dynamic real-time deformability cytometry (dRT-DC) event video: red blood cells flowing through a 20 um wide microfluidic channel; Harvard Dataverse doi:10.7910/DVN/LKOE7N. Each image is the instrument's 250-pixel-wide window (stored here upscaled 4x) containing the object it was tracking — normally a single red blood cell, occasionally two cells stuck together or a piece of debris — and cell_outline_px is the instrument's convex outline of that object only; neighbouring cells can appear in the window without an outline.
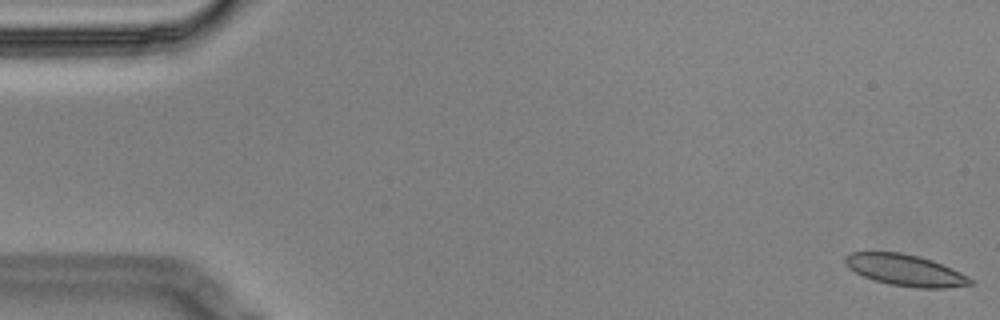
{"species": "Egyptian fruit bat (a non-hibernating species)", "species_latin": "Rousettus aegyptiacus", "temperature_condition": "cold", "stored_images_in_passage": 7, "camera_frame_rate_fps": 3000, "um_per_image_px": 0.085, "animal": {"sex": "male"}, "frame": {"image": 1, "passage_image": 1, "time_ms": 0.0, "image_size_px": [1000, 320], "cell_outline_px": [[976, 280], [972, 284], [944, 288], [916, 288], [888, 284], [864, 276], [848, 268], [844, 264], [844, 256], [852, 252], [900, 252], [932, 260], [952, 268]], "centroid_in_image_um": [76.96, 22.97], "position_along_channel_um": 8.0, "area_um2": 22.89}}
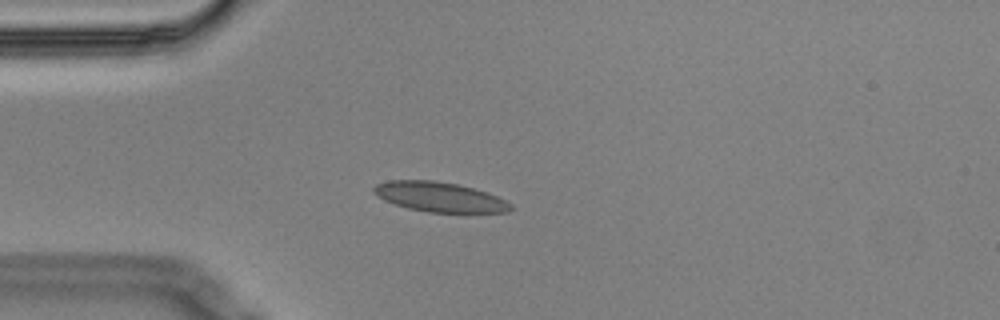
{"frame": {"image": 2, "passage_image": 5, "time_ms": 1.333, "image_size_px": [1000, 320], "cell_outline_px": [[512, 208], [508, 212], [428, 212], [408, 208], [384, 200], [372, 192], [372, 188], [376, 184], [388, 180], [432, 180], [456, 184], [472, 188], [496, 196], [512, 204]], "centroid_in_image_um": [37.32, 16.73], "position_along_channel_um": 47.7, "area_um2": 23.47}}
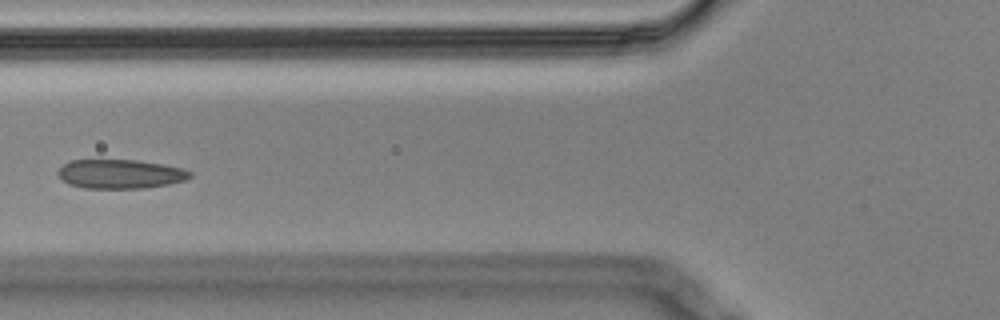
{"frame": {"image": 3, "passage_image": 7, "time_ms": 2.0, "image_size_px": [1000, 320], "cell_outline_px": [[192, 176], [184, 180], [168, 184], [144, 188], [84, 188], [68, 184], [56, 172], [64, 164], [72, 160], [136, 160], [164, 164], [180, 168], [192, 172]], "centroid_in_image_um": [10.22, 14.79], "position_along_channel_um": 115.6, "area_um2": 22.25}}